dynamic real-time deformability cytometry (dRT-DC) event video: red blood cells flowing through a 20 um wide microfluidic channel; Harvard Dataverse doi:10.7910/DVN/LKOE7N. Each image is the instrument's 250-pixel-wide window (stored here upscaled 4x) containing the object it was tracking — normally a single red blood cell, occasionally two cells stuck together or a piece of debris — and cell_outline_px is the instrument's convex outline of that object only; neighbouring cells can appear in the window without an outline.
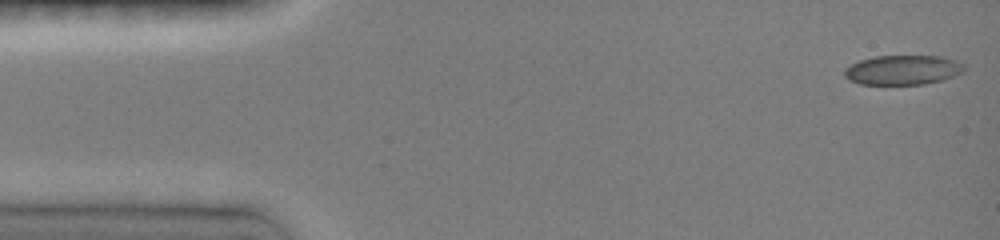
{"species": "common noctule bat (a hibernating species)", "species_latin": "Nyctalus noctula", "temperature_condition": "room temperature", "stored_images_in_passage": 18, "camera_frame_rate_fps": 3000, "um_per_image_px": 0.085, "animal": {"sex": "female", "body_mass_g": 19.0, "forearm_length_mm": 51.5}, "frame": {"image": 1, "passage_image": 1, "time_ms": 0.0, "image_size_px": [1000, 240], "cell_outline_px": [[964, 72], [940, 80], [924, 84], [860, 84], [848, 80], [844, 76], [844, 68], [860, 60], [876, 56], [940, 56], [956, 60], [964, 64]], "centroid_in_image_um": [76.72, 5.94], "position_along_channel_um": 8.3, "area_um2": 20.58}}
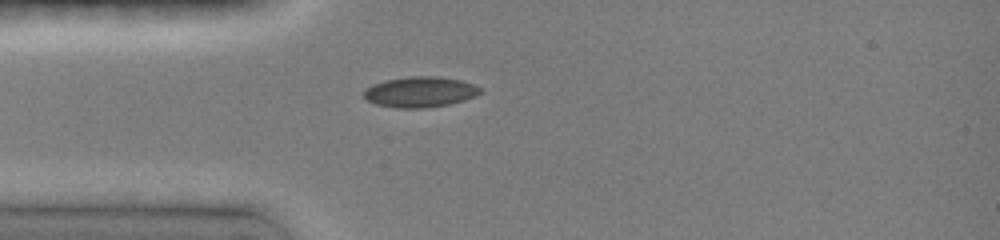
{"frame": {"image": 2, "passage_image": 11, "time_ms": 3.667, "image_size_px": [1000, 240], "cell_outline_px": [[484, 92], [476, 96], [464, 100], [448, 104], [424, 108], [396, 108], [376, 104], [368, 100], [364, 96], [364, 88], [372, 84], [388, 80], [408, 76], [436, 76], [460, 80], [472, 84], [480, 88]], "centroid_in_image_um": [35.71, 7.81], "position_along_channel_um": 49.3, "area_um2": 20.69}}
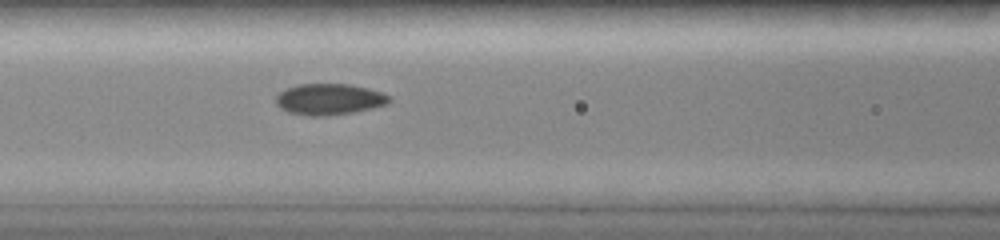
{"frame": {"image": 3, "passage_image": 18, "time_ms": 6.0, "image_size_px": [1000, 240], "cell_outline_px": [[392, 100], [388, 104], [372, 108], [352, 112], [324, 116], [308, 116], [288, 112], [280, 108], [276, 104], [276, 96], [280, 92], [288, 88], [300, 84], [348, 84], [368, 88], [384, 92], [392, 96]], "centroid_in_image_um": [28.03, 8.44], "position_along_channel_um": 138.6, "area_um2": 20.69}}